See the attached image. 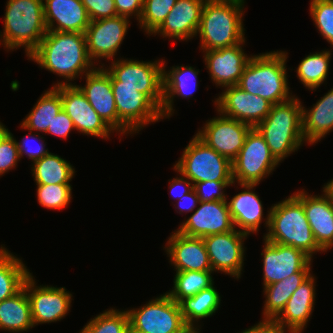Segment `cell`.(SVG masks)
Here are the masks:
<instances>
[{
  "mask_svg": "<svg viewBox=\"0 0 333 333\" xmlns=\"http://www.w3.org/2000/svg\"><path fill=\"white\" fill-rule=\"evenodd\" d=\"M293 195L303 204L306 218L318 246L327 252L333 248V202L322 194H309L305 188Z\"/></svg>",
  "mask_w": 333,
  "mask_h": 333,
  "instance_id": "obj_24",
  "label": "cell"
},
{
  "mask_svg": "<svg viewBox=\"0 0 333 333\" xmlns=\"http://www.w3.org/2000/svg\"><path fill=\"white\" fill-rule=\"evenodd\" d=\"M248 234L238 231L219 233L203 237L212 271L241 279L246 259L245 240Z\"/></svg>",
  "mask_w": 333,
  "mask_h": 333,
  "instance_id": "obj_14",
  "label": "cell"
},
{
  "mask_svg": "<svg viewBox=\"0 0 333 333\" xmlns=\"http://www.w3.org/2000/svg\"><path fill=\"white\" fill-rule=\"evenodd\" d=\"M76 131L73 121L67 115L65 111H61L52 121L51 126L48 127L47 132L45 133L48 135H53L56 137L62 138V140H66L71 131Z\"/></svg>",
  "mask_w": 333,
  "mask_h": 333,
  "instance_id": "obj_46",
  "label": "cell"
},
{
  "mask_svg": "<svg viewBox=\"0 0 333 333\" xmlns=\"http://www.w3.org/2000/svg\"><path fill=\"white\" fill-rule=\"evenodd\" d=\"M217 114L216 117L206 120L203 127L197 130L196 135L209 147L232 162L238 156L252 127L236 119L223 116L219 112Z\"/></svg>",
  "mask_w": 333,
  "mask_h": 333,
  "instance_id": "obj_16",
  "label": "cell"
},
{
  "mask_svg": "<svg viewBox=\"0 0 333 333\" xmlns=\"http://www.w3.org/2000/svg\"><path fill=\"white\" fill-rule=\"evenodd\" d=\"M32 140L35 142L39 141L38 144L36 143V148H33L31 145L33 143ZM15 141L19 151L20 159L26 156L28 159H30L29 161L33 163L34 161L39 160L50 153L48 148H46L45 139L42 135H40V133L29 131L27 135H24L23 138H21V141L16 140V138Z\"/></svg>",
  "mask_w": 333,
  "mask_h": 333,
  "instance_id": "obj_43",
  "label": "cell"
},
{
  "mask_svg": "<svg viewBox=\"0 0 333 333\" xmlns=\"http://www.w3.org/2000/svg\"><path fill=\"white\" fill-rule=\"evenodd\" d=\"M309 14L319 31L333 49V0H311Z\"/></svg>",
  "mask_w": 333,
  "mask_h": 333,
  "instance_id": "obj_41",
  "label": "cell"
},
{
  "mask_svg": "<svg viewBox=\"0 0 333 333\" xmlns=\"http://www.w3.org/2000/svg\"><path fill=\"white\" fill-rule=\"evenodd\" d=\"M263 287L301 271L312 259L302 250L268 242L263 238Z\"/></svg>",
  "mask_w": 333,
  "mask_h": 333,
  "instance_id": "obj_21",
  "label": "cell"
},
{
  "mask_svg": "<svg viewBox=\"0 0 333 333\" xmlns=\"http://www.w3.org/2000/svg\"><path fill=\"white\" fill-rule=\"evenodd\" d=\"M32 274L25 279L23 286L30 302L34 327L63 320L72 307V292L65 287L38 286Z\"/></svg>",
  "mask_w": 333,
  "mask_h": 333,
  "instance_id": "obj_12",
  "label": "cell"
},
{
  "mask_svg": "<svg viewBox=\"0 0 333 333\" xmlns=\"http://www.w3.org/2000/svg\"><path fill=\"white\" fill-rule=\"evenodd\" d=\"M176 2L177 0H144L142 15L137 25L145 35L151 36L163 23Z\"/></svg>",
  "mask_w": 333,
  "mask_h": 333,
  "instance_id": "obj_39",
  "label": "cell"
},
{
  "mask_svg": "<svg viewBox=\"0 0 333 333\" xmlns=\"http://www.w3.org/2000/svg\"><path fill=\"white\" fill-rule=\"evenodd\" d=\"M79 333H130L128 312L108 308L91 318Z\"/></svg>",
  "mask_w": 333,
  "mask_h": 333,
  "instance_id": "obj_38",
  "label": "cell"
},
{
  "mask_svg": "<svg viewBox=\"0 0 333 333\" xmlns=\"http://www.w3.org/2000/svg\"><path fill=\"white\" fill-rule=\"evenodd\" d=\"M37 202L50 210H64L73 199L71 184L36 185Z\"/></svg>",
  "mask_w": 333,
  "mask_h": 333,
  "instance_id": "obj_40",
  "label": "cell"
},
{
  "mask_svg": "<svg viewBox=\"0 0 333 333\" xmlns=\"http://www.w3.org/2000/svg\"><path fill=\"white\" fill-rule=\"evenodd\" d=\"M234 229L227 201H200L194 212L180 223L176 231L189 237L203 238Z\"/></svg>",
  "mask_w": 333,
  "mask_h": 333,
  "instance_id": "obj_18",
  "label": "cell"
},
{
  "mask_svg": "<svg viewBox=\"0 0 333 333\" xmlns=\"http://www.w3.org/2000/svg\"><path fill=\"white\" fill-rule=\"evenodd\" d=\"M333 131V86L311 108L302 105V133L306 144L315 145Z\"/></svg>",
  "mask_w": 333,
  "mask_h": 333,
  "instance_id": "obj_29",
  "label": "cell"
},
{
  "mask_svg": "<svg viewBox=\"0 0 333 333\" xmlns=\"http://www.w3.org/2000/svg\"><path fill=\"white\" fill-rule=\"evenodd\" d=\"M246 0H206L199 28L200 51L216 50L242 43Z\"/></svg>",
  "mask_w": 333,
  "mask_h": 333,
  "instance_id": "obj_2",
  "label": "cell"
},
{
  "mask_svg": "<svg viewBox=\"0 0 333 333\" xmlns=\"http://www.w3.org/2000/svg\"><path fill=\"white\" fill-rule=\"evenodd\" d=\"M281 165L256 128H251L238 156L232 161V178L237 184H260ZM272 173V174H271Z\"/></svg>",
  "mask_w": 333,
  "mask_h": 333,
  "instance_id": "obj_10",
  "label": "cell"
},
{
  "mask_svg": "<svg viewBox=\"0 0 333 333\" xmlns=\"http://www.w3.org/2000/svg\"><path fill=\"white\" fill-rule=\"evenodd\" d=\"M176 204H173L175 207V211L179 214H184L190 212L193 213L194 210L197 208V206L200 203V200L195 192L194 189H192L189 193L184 195L182 198H180L178 201L175 202ZM178 209V210H176Z\"/></svg>",
  "mask_w": 333,
  "mask_h": 333,
  "instance_id": "obj_49",
  "label": "cell"
},
{
  "mask_svg": "<svg viewBox=\"0 0 333 333\" xmlns=\"http://www.w3.org/2000/svg\"><path fill=\"white\" fill-rule=\"evenodd\" d=\"M129 26L130 19L123 16L90 21L84 34L89 58L96 67L104 66L101 59L108 62L116 60Z\"/></svg>",
  "mask_w": 333,
  "mask_h": 333,
  "instance_id": "obj_13",
  "label": "cell"
},
{
  "mask_svg": "<svg viewBox=\"0 0 333 333\" xmlns=\"http://www.w3.org/2000/svg\"><path fill=\"white\" fill-rule=\"evenodd\" d=\"M206 0H177L163 23L151 34L165 39L188 41L196 37Z\"/></svg>",
  "mask_w": 333,
  "mask_h": 333,
  "instance_id": "obj_26",
  "label": "cell"
},
{
  "mask_svg": "<svg viewBox=\"0 0 333 333\" xmlns=\"http://www.w3.org/2000/svg\"><path fill=\"white\" fill-rule=\"evenodd\" d=\"M312 262L290 277L262 287L265 301L260 321L273 322L280 315L294 291L312 274Z\"/></svg>",
  "mask_w": 333,
  "mask_h": 333,
  "instance_id": "obj_30",
  "label": "cell"
},
{
  "mask_svg": "<svg viewBox=\"0 0 333 333\" xmlns=\"http://www.w3.org/2000/svg\"><path fill=\"white\" fill-rule=\"evenodd\" d=\"M62 110L73 121L76 131L82 135L110 139L115 132L92 108L76 84L60 85Z\"/></svg>",
  "mask_w": 333,
  "mask_h": 333,
  "instance_id": "obj_17",
  "label": "cell"
},
{
  "mask_svg": "<svg viewBox=\"0 0 333 333\" xmlns=\"http://www.w3.org/2000/svg\"><path fill=\"white\" fill-rule=\"evenodd\" d=\"M245 43L246 40L234 46L202 51L209 78L216 87L223 89L238 84L252 56L245 53Z\"/></svg>",
  "mask_w": 333,
  "mask_h": 333,
  "instance_id": "obj_19",
  "label": "cell"
},
{
  "mask_svg": "<svg viewBox=\"0 0 333 333\" xmlns=\"http://www.w3.org/2000/svg\"><path fill=\"white\" fill-rule=\"evenodd\" d=\"M311 274L294 291L284 310L273 321L285 333H303L314 312L316 277Z\"/></svg>",
  "mask_w": 333,
  "mask_h": 333,
  "instance_id": "obj_22",
  "label": "cell"
},
{
  "mask_svg": "<svg viewBox=\"0 0 333 333\" xmlns=\"http://www.w3.org/2000/svg\"><path fill=\"white\" fill-rule=\"evenodd\" d=\"M163 246L175 272L212 271L204 240L174 230Z\"/></svg>",
  "mask_w": 333,
  "mask_h": 333,
  "instance_id": "obj_23",
  "label": "cell"
},
{
  "mask_svg": "<svg viewBox=\"0 0 333 333\" xmlns=\"http://www.w3.org/2000/svg\"><path fill=\"white\" fill-rule=\"evenodd\" d=\"M332 49H324L319 52H310L298 64L295 69L296 77L309 91H316L324 83L330 69Z\"/></svg>",
  "mask_w": 333,
  "mask_h": 333,
  "instance_id": "obj_36",
  "label": "cell"
},
{
  "mask_svg": "<svg viewBox=\"0 0 333 333\" xmlns=\"http://www.w3.org/2000/svg\"><path fill=\"white\" fill-rule=\"evenodd\" d=\"M214 98L215 111L255 128L270 113L272 103L258 95L245 92L237 85L223 88Z\"/></svg>",
  "mask_w": 333,
  "mask_h": 333,
  "instance_id": "obj_15",
  "label": "cell"
},
{
  "mask_svg": "<svg viewBox=\"0 0 333 333\" xmlns=\"http://www.w3.org/2000/svg\"><path fill=\"white\" fill-rule=\"evenodd\" d=\"M243 189L235 196L231 197L227 195V204L233 220L234 227L241 232H244L251 236L261 229L263 222L266 232L270 223V211L267 210L266 217L264 216L263 203L255 192L258 184H236ZM228 197H231L229 200ZM229 200V201H228ZM265 217V218H264Z\"/></svg>",
  "mask_w": 333,
  "mask_h": 333,
  "instance_id": "obj_20",
  "label": "cell"
},
{
  "mask_svg": "<svg viewBox=\"0 0 333 333\" xmlns=\"http://www.w3.org/2000/svg\"><path fill=\"white\" fill-rule=\"evenodd\" d=\"M41 69L52 72L64 80L52 87L71 85L76 79L93 71L96 65L89 58L84 33L47 31L39 46L27 57Z\"/></svg>",
  "mask_w": 333,
  "mask_h": 333,
  "instance_id": "obj_1",
  "label": "cell"
},
{
  "mask_svg": "<svg viewBox=\"0 0 333 333\" xmlns=\"http://www.w3.org/2000/svg\"><path fill=\"white\" fill-rule=\"evenodd\" d=\"M103 67L110 73L112 86H129L147 95L160 109L163 104V58L143 61L117 58Z\"/></svg>",
  "mask_w": 333,
  "mask_h": 333,
  "instance_id": "obj_8",
  "label": "cell"
},
{
  "mask_svg": "<svg viewBox=\"0 0 333 333\" xmlns=\"http://www.w3.org/2000/svg\"><path fill=\"white\" fill-rule=\"evenodd\" d=\"M48 31L85 33L90 19L81 0H43Z\"/></svg>",
  "mask_w": 333,
  "mask_h": 333,
  "instance_id": "obj_28",
  "label": "cell"
},
{
  "mask_svg": "<svg viewBox=\"0 0 333 333\" xmlns=\"http://www.w3.org/2000/svg\"><path fill=\"white\" fill-rule=\"evenodd\" d=\"M213 271H181L173 278V287L166 291L177 303L186 297H192L201 290L209 288L214 282Z\"/></svg>",
  "mask_w": 333,
  "mask_h": 333,
  "instance_id": "obj_37",
  "label": "cell"
},
{
  "mask_svg": "<svg viewBox=\"0 0 333 333\" xmlns=\"http://www.w3.org/2000/svg\"><path fill=\"white\" fill-rule=\"evenodd\" d=\"M5 5L0 46L7 52L23 48L28 57L48 31L43 0H7Z\"/></svg>",
  "mask_w": 333,
  "mask_h": 333,
  "instance_id": "obj_4",
  "label": "cell"
},
{
  "mask_svg": "<svg viewBox=\"0 0 333 333\" xmlns=\"http://www.w3.org/2000/svg\"><path fill=\"white\" fill-rule=\"evenodd\" d=\"M166 61L163 58V104L162 116L169 119L175 114V98L190 99L199 88V69L192 66L175 65L166 69Z\"/></svg>",
  "mask_w": 333,
  "mask_h": 333,
  "instance_id": "obj_27",
  "label": "cell"
},
{
  "mask_svg": "<svg viewBox=\"0 0 333 333\" xmlns=\"http://www.w3.org/2000/svg\"><path fill=\"white\" fill-rule=\"evenodd\" d=\"M322 190L333 202V179H330L327 183H325L322 187Z\"/></svg>",
  "mask_w": 333,
  "mask_h": 333,
  "instance_id": "obj_51",
  "label": "cell"
},
{
  "mask_svg": "<svg viewBox=\"0 0 333 333\" xmlns=\"http://www.w3.org/2000/svg\"><path fill=\"white\" fill-rule=\"evenodd\" d=\"M83 78L85 85H76L97 114L117 134L118 115L110 73L104 67H96L93 71L85 74Z\"/></svg>",
  "mask_w": 333,
  "mask_h": 333,
  "instance_id": "obj_25",
  "label": "cell"
},
{
  "mask_svg": "<svg viewBox=\"0 0 333 333\" xmlns=\"http://www.w3.org/2000/svg\"><path fill=\"white\" fill-rule=\"evenodd\" d=\"M32 328L30 302L23 286L16 294L0 302V331L27 333Z\"/></svg>",
  "mask_w": 333,
  "mask_h": 333,
  "instance_id": "obj_31",
  "label": "cell"
},
{
  "mask_svg": "<svg viewBox=\"0 0 333 333\" xmlns=\"http://www.w3.org/2000/svg\"><path fill=\"white\" fill-rule=\"evenodd\" d=\"M270 208L266 241L300 249L312 260L318 252L325 254L314 239L303 204L292 193Z\"/></svg>",
  "mask_w": 333,
  "mask_h": 333,
  "instance_id": "obj_6",
  "label": "cell"
},
{
  "mask_svg": "<svg viewBox=\"0 0 333 333\" xmlns=\"http://www.w3.org/2000/svg\"><path fill=\"white\" fill-rule=\"evenodd\" d=\"M62 111L60 85L45 90L30 112L20 122L22 130L46 133L54 118Z\"/></svg>",
  "mask_w": 333,
  "mask_h": 333,
  "instance_id": "obj_32",
  "label": "cell"
},
{
  "mask_svg": "<svg viewBox=\"0 0 333 333\" xmlns=\"http://www.w3.org/2000/svg\"><path fill=\"white\" fill-rule=\"evenodd\" d=\"M20 160L14 135L0 121V177L16 169Z\"/></svg>",
  "mask_w": 333,
  "mask_h": 333,
  "instance_id": "obj_42",
  "label": "cell"
},
{
  "mask_svg": "<svg viewBox=\"0 0 333 333\" xmlns=\"http://www.w3.org/2000/svg\"><path fill=\"white\" fill-rule=\"evenodd\" d=\"M173 170L179 174V177L176 176L173 179H169V191L171 197H173L174 202L176 200L178 201L180 198H182L184 195L189 193L193 189V184L192 182L185 176H183L180 172H178L174 167Z\"/></svg>",
  "mask_w": 333,
  "mask_h": 333,
  "instance_id": "obj_48",
  "label": "cell"
},
{
  "mask_svg": "<svg viewBox=\"0 0 333 333\" xmlns=\"http://www.w3.org/2000/svg\"><path fill=\"white\" fill-rule=\"evenodd\" d=\"M22 258L0 245V302L16 294L31 274Z\"/></svg>",
  "mask_w": 333,
  "mask_h": 333,
  "instance_id": "obj_35",
  "label": "cell"
},
{
  "mask_svg": "<svg viewBox=\"0 0 333 333\" xmlns=\"http://www.w3.org/2000/svg\"><path fill=\"white\" fill-rule=\"evenodd\" d=\"M173 167L192 184L203 181L233 182L232 162L209 147L196 134Z\"/></svg>",
  "mask_w": 333,
  "mask_h": 333,
  "instance_id": "obj_7",
  "label": "cell"
},
{
  "mask_svg": "<svg viewBox=\"0 0 333 333\" xmlns=\"http://www.w3.org/2000/svg\"><path fill=\"white\" fill-rule=\"evenodd\" d=\"M112 91L118 115V136L138 134L144 127L164 119L161 109L136 88L112 86Z\"/></svg>",
  "mask_w": 333,
  "mask_h": 333,
  "instance_id": "obj_11",
  "label": "cell"
},
{
  "mask_svg": "<svg viewBox=\"0 0 333 333\" xmlns=\"http://www.w3.org/2000/svg\"><path fill=\"white\" fill-rule=\"evenodd\" d=\"M202 327L201 326H193V325H186L177 333H201Z\"/></svg>",
  "mask_w": 333,
  "mask_h": 333,
  "instance_id": "obj_52",
  "label": "cell"
},
{
  "mask_svg": "<svg viewBox=\"0 0 333 333\" xmlns=\"http://www.w3.org/2000/svg\"><path fill=\"white\" fill-rule=\"evenodd\" d=\"M239 333V332H238ZM240 333H285L273 322L259 321L254 326L242 330Z\"/></svg>",
  "mask_w": 333,
  "mask_h": 333,
  "instance_id": "obj_50",
  "label": "cell"
},
{
  "mask_svg": "<svg viewBox=\"0 0 333 333\" xmlns=\"http://www.w3.org/2000/svg\"><path fill=\"white\" fill-rule=\"evenodd\" d=\"M90 21L112 18L117 15L114 0H81Z\"/></svg>",
  "mask_w": 333,
  "mask_h": 333,
  "instance_id": "obj_45",
  "label": "cell"
},
{
  "mask_svg": "<svg viewBox=\"0 0 333 333\" xmlns=\"http://www.w3.org/2000/svg\"><path fill=\"white\" fill-rule=\"evenodd\" d=\"M31 164L36 185L70 184L76 173L70 161L51 152Z\"/></svg>",
  "mask_w": 333,
  "mask_h": 333,
  "instance_id": "obj_34",
  "label": "cell"
},
{
  "mask_svg": "<svg viewBox=\"0 0 333 333\" xmlns=\"http://www.w3.org/2000/svg\"><path fill=\"white\" fill-rule=\"evenodd\" d=\"M288 57V52L280 49L252 55L237 86L245 92L267 99L272 104L290 100L295 94L288 86Z\"/></svg>",
  "mask_w": 333,
  "mask_h": 333,
  "instance_id": "obj_3",
  "label": "cell"
},
{
  "mask_svg": "<svg viewBox=\"0 0 333 333\" xmlns=\"http://www.w3.org/2000/svg\"><path fill=\"white\" fill-rule=\"evenodd\" d=\"M235 184V182L203 181L193 184V189L201 202L227 201L225 190Z\"/></svg>",
  "mask_w": 333,
  "mask_h": 333,
  "instance_id": "obj_44",
  "label": "cell"
},
{
  "mask_svg": "<svg viewBox=\"0 0 333 333\" xmlns=\"http://www.w3.org/2000/svg\"><path fill=\"white\" fill-rule=\"evenodd\" d=\"M302 104L296 95L288 101L272 104L270 113L255 127L279 163L304 143L306 145L302 133Z\"/></svg>",
  "mask_w": 333,
  "mask_h": 333,
  "instance_id": "obj_5",
  "label": "cell"
},
{
  "mask_svg": "<svg viewBox=\"0 0 333 333\" xmlns=\"http://www.w3.org/2000/svg\"><path fill=\"white\" fill-rule=\"evenodd\" d=\"M126 310L130 333H177L186 326L179 303L166 292L138 308Z\"/></svg>",
  "mask_w": 333,
  "mask_h": 333,
  "instance_id": "obj_9",
  "label": "cell"
},
{
  "mask_svg": "<svg viewBox=\"0 0 333 333\" xmlns=\"http://www.w3.org/2000/svg\"><path fill=\"white\" fill-rule=\"evenodd\" d=\"M114 2L118 16L127 17L128 19L134 18L136 22L139 21L144 0H114Z\"/></svg>",
  "mask_w": 333,
  "mask_h": 333,
  "instance_id": "obj_47",
  "label": "cell"
},
{
  "mask_svg": "<svg viewBox=\"0 0 333 333\" xmlns=\"http://www.w3.org/2000/svg\"><path fill=\"white\" fill-rule=\"evenodd\" d=\"M221 298L217 287L213 284L192 297L182 299L179 306L186 325L203 327L202 319L210 318L218 312Z\"/></svg>",
  "mask_w": 333,
  "mask_h": 333,
  "instance_id": "obj_33",
  "label": "cell"
}]
</instances>
